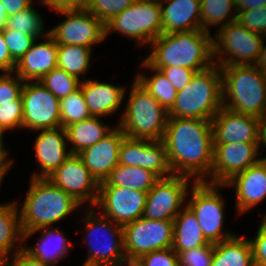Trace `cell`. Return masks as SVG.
Instances as JSON below:
<instances>
[{"label":"cell","instance_id":"6da1fadb","mask_svg":"<svg viewBox=\"0 0 266 266\" xmlns=\"http://www.w3.org/2000/svg\"><path fill=\"white\" fill-rule=\"evenodd\" d=\"M162 141L173 175L207 181L205 176L211 175L214 152L211 120L168 117Z\"/></svg>","mask_w":266,"mask_h":266},{"label":"cell","instance_id":"7a4b0ae2","mask_svg":"<svg viewBox=\"0 0 266 266\" xmlns=\"http://www.w3.org/2000/svg\"><path fill=\"white\" fill-rule=\"evenodd\" d=\"M144 60L151 67H185L195 72L214 65L213 36L201 29L161 34Z\"/></svg>","mask_w":266,"mask_h":266},{"label":"cell","instance_id":"3957f363","mask_svg":"<svg viewBox=\"0 0 266 266\" xmlns=\"http://www.w3.org/2000/svg\"><path fill=\"white\" fill-rule=\"evenodd\" d=\"M220 69L223 107L235 113L258 118L264 115L266 74L257 65L220 66ZM226 98L229 99L227 103Z\"/></svg>","mask_w":266,"mask_h":266},{"label":"cell","instance_id":"277c9868","mask_svg":"<svg viewBox=\"0 0 266 266\" xmlns=\"http://www.w3.org/2000/svg\"><path fill=\"white\" fill-rule=\"evenodd\" d=\"M30 184L19 215L23 232L50 227L81 205L47 178L31 177Z\"/></svg>","mask_w":266,"mask_h":266},{"label":"cell","instance_id":"5b68a950","mask_svg":"<svg viewBox=\"0 0 266 266\" xmlns=\"http://www.w3.org/2000/svg\"><path fill=\"white\" fill-rule=\"evenodd\" d=\"M223 107L222 76L219 65L196 72L180 91L169 117L212 120Z\"/></svg>","mask_w":266,"mask_h":266},{"label":"cell","instance_id":"8992f818","mask_svg":"<svg viewBox=\"0 0 266 266\" xmlns=\"http://www.w3.org/2000/svg\"><path fill=\"white\" fill-rule=\"evenodd\" d=\"M117 125L130 138L163 140L168 111L135 79Z\"/></svg>","mask_w":266,"mask_h":266},{"label":"cell","instance_id":"52a82bcc","mask_svg":"<svg viewBox=\"0 0 266 266\" xmlns=\"http://www.w3.org/2000/svg\"><path fill=\"white\" fill-rule=\"evenodd\" d=\"M96 213L89 210L86 214L85 232L90 254L82 266H119L128 262L124 252L123 227L115 223L114 226L109 218Z\"/></svg>","mask_w":266,"mask_h":266},{"label":"cell","instance_id":"ba28073f","mask_svg":"<svg viewBox=\"0 0 266 266\" xmlns=\"http://www.w3.org/2000/svg\"><path fill=\"white\" fill-rule=\"evenodd\" d=\"M217 32L213 38V57L221 59H216L218 61H214V64L219 66L257 64L266 40L264 35L248 30L237 20L219 28Z\"/></svg>","mask_w":266,"mask_h":266},{"label":"cell","instance_id":"9c48e42d","mask_svg":"<svg viewBox=\"0 0 266 266\" xmlns=\"http://www.w3.org/2000/svg\"><path fill=\"white\" fill-rule=\"evenodd\" d=\"M150 44L162 34L160 0H135L124 11L105 23V37L111 32Z\"/></svg>","mask_w":266,"mask_h":266},{"label":"cell","instance_id":"30bf717a","mask_svg":"<svg viewBox=\"0 0 266 266\" xmlns=\"http://www.w3.org/2000/svg\"><path fill=\"white\" fill-rule=\"evenodd\" d=\"M173 221L149 220L143 216L123 226L124 252L128 262L153 251L172 248Z\"/></svg>","mask_w":266,"mask_h":266},{"label":"cell","instance_id":"8fae6325","mask_svg":"<svg viewBox=\"0 0 266 266\" xmlns=\"http://www.w3.org/2000/svg\"><path fill=\"white\" fill-rule=\"evenodd\" d=\"M221 185L193 182L191 200L186 205L196 215L203 235L209 243L216 244L234 236L223 233L224 201L217 188Z\"/></svg>","mask_w":266,"mask_h":266},{"label":"cell","instance_id":"7c38bea8","mask_svg":"<svg viewBox=\"0 0 266 266\" xmlns=\"http://www.w3.org/2000/svg\"><path fill=\"white\" fill-rule=\"evenodd\" d=\"M21 98L23 128L39 131L61 127L59 99L39 81L25 82Z\"/></svg>","mask_w":266,"mask_h":266},{"label":"cell","instance_id":"4fadbf2b","mask_svg":"<svg viewBox=\"0 0 266 266\" xmlns=\"http://www.w3.org/2000/svg\"><path fill=\"white\" fill-rule=\"evenodd\" d=\"M66 19L49 30L58 45H80L91 48L105 39V24L86 9L56 10Z\"/></svg>","mask_w":266,"mask_h":266},{"label":"cell","instance_id":"5bb4252c","mask_svg":"<svg viewBox=\"0 0 266 266\" xmlns=\"http://www.w3.org/2000/svg\"><path fill=\"white\" fill-rule=\"evenodd\" d=\"M189 177L172 175L160 178L148 191L143 217L149 220L174 221L182 210Z\"/></svg>","mask_w":266,"mask_h":266},{"label":"cell","instance_id":"9a60e30c","mask_svg":"<svg viewBox=\"0 0 266 266\" xmlns=\"http://www.w3.org/2000/svg\"><path fill=\"white\" fill-rule=\"evenodd\" d=\"M147 193L121 186H111L106 181L99 183L98 205L102 215L122 227L143 216Z\"/></svg>","mask_w":266,"mask_h":266},{"label":"cell","instance_id":"2e32d148","mask_svg":"<svg viewBox=\"0 0 266 266\" xmlns=\"http://www.w3.org/2000/svg\"><path fill=\"white\" fill-rule=\"evenodd\" d=\"M47 179L80 204L87 200L90 207L95 206L99 183L78 154H71Z\"/></svg>","mask_w":266,"mask_h":266},{"label":"cell","instance_id":"e0dca14e","mask_svg":"<svg viewBox=\"0 0 266 266\" xmlns=\"http://www.w3.org/2000/svg\"><path fill=\"white\" fill-rule=\"evenodd\" d=\"M259 143H214L211 181L209 183L224 185L234 175L256 164Z\"/></svg>","mask_w":266,"mask_h":266},{"label":"cell","instance_id":"ac0fdd59","mask_svg":"<svg viewBox=\"0 0 266 266\" xmlns=\"http://www.w3.org/2000/svg\"><path fill=\"white\" fill-rule=\"evenodd\" d=\"M119 164L148 169L159 178L173 175L162 140L134 139L125 136L119 150Z\"/></svg>","mask_w":266,"mask_h":266},{"label":"cell","instance_id":"d6986e66","mask_svg":"<svg viewBox=\"0 0 266 266\" xmlns=\"http://www.w3.org/2000/svg\"><path fill=\"white\" fill-rule=\"evenodd\" d=\"M214 143H259L258 117L222 107L211 120Z\"/></svg>","mask_w":266,"mask_h":266},{"label":"cell","instance_id":"ffe728a7","mask_svg":"<svg viewBox=\"0 0 266 266\" xmlns=\"http://www.w3.org/2000/svg\"><path fill=\"white\" fill-rule=\"evenodd\" d=\"M125 136L118 126L96 144L78 154L98 183L105 181L119 164V150Z\"/></svg>","mask_w":266,"mask_h":266},{"label":"cell","instance_id":"44dd1931","mask_svg":"<svg viewBox=\"0 0 266 266\" xmlns=\"http://www.w3.org/2000/svg\"><path fill=\"white\" fill-rule=\"evenodd\" d=\"M44 37V42L36 44L34 41L31 48L16 63L14 72L24 82L40 81L57 67L58 44L49 31Z\"/></svg>","mask_w":266,"mask_h":266},{"label":"cell","instance_id":"7402d4cb","mask_svg":"<svg viewBox=\"0 0 266 266\" xmlns=\"http://www.w3.org/2000/svg\"><path fill=\"white\" fill-rule=\"evenodd\" d=\"M224 186L236 188L235 200L238 215L251 209L266 197V164L260 159L220 187Z\"/></svg>","mask_w":266,"mask_h":266},{"label":"cell","instance_id":"603a6c76","mask_svg":"<svg viewBox=\"0 0 266 266\" xmlns=\"http://www.w3.org/2000/svg\"><path fill=\"white\" fill-rule=\"evenodd\" d=\"M41 131V132H40ZM35 141V155L41 171L34 173L33 178H47L59 168L71 155L67 150V136L65 128L39 130Z\"/></svg>","mask_w":266,"mask_h":266},{"label":"cell","instance_id":"cb8c5ba5","mask_svg":"<svg viewBox=\"0 0 266 266\" xmlns=\"http://www.w3.org/2000/svg\"><path fill=\"white\" fill-rule=\"evenodd\" d=\"M168 1V2H167ZM161 4L162 33L201 29L200 0H165Z\"/></svg>","mask_w":266,"mask_h":266},{"label":"cell","instance_id":"d4e9b609","mask_svg":"<svg viewBox=\"0 0 266 266\" xmlns=\"http://www.w3.org/2000/svg\"><path fill=\"white\" fill-rule=\"evenodd\" d=\"M80 88L91 116L103 117L112 115L122 104L125 88L113 84L84 80Z\"/></svg>","mask_w":266,"mask_h":266},{"label":"cell","instance_id":"484cf974","mask_svg":"<svg viewBox=\"0 0 266 266\" xmlns=\"http://www.w3.org/2000/svg\"><path fill=\"white\" fill-rule=\"evenodd\" d=\"M38 231H41L42 236L36 247L29 248L24 246L23 250L31 257L45 264L54 266L60 259H64L66 253L69 252L71 242L67 241L65 235H63L58 228L55 229L52 228V226L50 228L43 227L37 230L24 232V240Z\"/></svg>","mask_w":266,"mask_h":266},{"label":"cell","instance_id":"4316f807","mask_svg":"<svg viewBox=\"0 0 266 266\" xmlns=\"http://www.w3.org/2000/svg\"><path fill=\"white\" fill-rule=\"evenodd\" d=\"M174 235L172 249L181 251L208 245L196 215L185 205L173 221Z\"/></svg>","mask_w":266,"mask_h":266},{"label":"cell","instance_id":"83f0119b","mask_svg":"<svg viewBox=\"0 0 266 266\" xmlns=\"http://www.w3.org/2000/svg\"><path fill=\"white\" fill-rule=\"evenodd\" d=\"M242 237L234 235L213 244L211 266H254L251 242Z\"/></svg>","mask_w":266,"mask_h":266},{"label":"cell","instance_id":"f1b7e54d","mask_svg":"<svg viewBox=\"0 0 266 266\" xmlns=\"http://www.w3.org/2000/svg\"><path fill=\"white\" fill-rule=\"evenodd\" d=\"M101 117L90 116L65 127L67 142L72 143L71 154H79L107 136L112 130L100 121Z\"/></svg>","mask_w":266,"mask_h":266},{"label":"cell","instance_id":"f546056e","mask_svg":"<svg viewBox=\"0 0 266 266\" xmlns=\"http://www.w3.org/2000/svg\"><path fill=\"white\" fill-rule=\"evenodd\" d=\"M159 179L148 169L118 164L105 181L111 186L148 192Z\"/></svg>","mask_w":266,"mask_h":266},{"label":"cell","instance_id":"4dcf8cb0","mask_svg":"<svg viewBox=\"0 0 266 266\" xmlns=\"http://www.w3.org/2000/svg\"><path fill=\"white\" fill-rule=\"evenodd\" d=\"M17 202L0 204V252L9 257L17 241H24Z\"/></svg>","mask_w":266,"mask_h":266},{"label":"cell","instance_id":"1f68e13d","mask_svg":"<svg viewBox=\"0 0 266 266\" xmlns=\"http://www.w3.org/2000/svg\"><path fill=\"white\" fill-rule=\"evenodd\" d=\"M142 67L155 71L152 77L145 74H137L136 80L167 110L169 111L175 103L177 90L172 83L158 69L152 68L145 60L141 62Z\"/></svg>","mask_w":266,"mask_h":266},{"label":"cell","instance_id":"d6a6232c","mask_svg":"<svg viewBox=\"0 0 266 266\" xmlns=\"http://www.w3.org/2000/svg\"><path fill=\"white\" fill-rule=\"evenodd\" d=\"M91 48L80 45H58L57 67L80 80L90 66Z\"/></svg>","mask_w":266,"mask_h":266},{"label":"cell","instance_id":"836d02e7","mask_svg":"<svg viewBox=\"0 0 266 266\" xmlns=\"http://www.w3.org/2000/svg\"><path fill=\"white\" fill-rule=\"evenodd\" d=\"M201 4V30L209 32V26H218L220 28L226 26L228 23L237 20V9L235 0H200ZM233 17L229 18V15ZM228 20V21H227ZM226 21V22H225ZM225 23V24H224Z\"/></svg>","mask_w":266,"mask_h":266},{"label":"cell","instance_id":"e575fe53","mask_svg":"<svg viewBox=\"0 0 266 266\" xmlns=\"http://www.w3.org/2000/svg\"><path fill=\"white\" fill-rule=\"evenodd\" d=\"M30 5L17 14L7 16L6 26L3 30H16L23 34L33 36L36 40L43 34L44 22L39 13ZM40 37V38H39Z\"/></svg>","mask_w":266,"mask_h":266},{"label":"cell","instance_id":"d590c367","mask_svg":"<svg viewBox=\"0 0 266 266\" xmlns=\"http://www.w3.org/2000/svg\"><path fill=\"white\" fill-rule=\"evenodd\" d=\"M61 127L84 121L91 116L84 95L79 87L65 98L59 100Z\"/></svg>","mask_w":266,"mask_h":266},{"label":"cell","instance_id":"8d00e7d4","mask_svg":"<svg viewBox=\"0 0 266 266\" xmlns=\"http://www.w3.org/2000/svg\"><path fill=\"white\" fill-rule=\"evenodd\" d=\"M59 100L76 91L81 83L76 77L61 68H54L40 81Z\"/></svg>","mask_w":266,"mask_h":266},{"label":"cell","instance_id":"74e56055","mask_svg":"<svg viewBox=\"0 0 266 266\" xmlns=\"http://www.w3.org/2000/svg\"><path fill=\"white\" fill-rule=\"evenodd\" d=\"M134 2L135 0H90L86 10L105 24Z\"/></svg>","mask_w":266,"mask_h":266},{"label":"cell","instance_id":"f35d334b","mask_svg":"<svg viewBox=\"0 0 266 266\" xmlns=\"http://www.w3.org/2000/svg\"><path fill=\"white\" fill-rule=\"evenodd\" d=\"M14 75L11 72L1 74L0 103H23L21 95L25 82Z\"/></svg>","mask_w":266,"mask_h":266},{"label":"cell","instance_id":"ab89813d","mask_svg":"<svg viewBox=\"0 0 266 266\" xmlns=\"http://www.w3.org/2000/svg\"><path fill=\"white\" fill-rule=\"evenodd\" d=\"M2 34L11 57L16 63L31 48L33 42L37 41L33 36L16 30H2Z\"/></svg>","mask_w":266,"mask_h":266},{"label":"cell","instance_id":"60d3db41","mask_svg":"<svg viewBox=\"0 0 266 266\" xmlns=\"http://www.w3.org/2000/svg\"><path fill=\"white\" fill-rule=\"evenodd\" d=\"M179 266H211L213 244L192 248L178 253Z\"/></svg>","mask_w":266,"mask_h":266},{"label":"cell","instance_id":"b9f144b4","mask_svg":"<svg viewBox=\"0 0 266 266\" xmlns=\"http://www.w3.org/2000/svg\"><path fill=\"white\" fill-rule=\"evenodd\" d=\"M237 21L248 30L266 36V5L237 11Z\"/></svg>","mask_w":266,"mask_h":266},{"label":"cell","instance_id":"7bdbcfd3","mask_svg":"<svg viewBox=\"0 0 266 266\" xmlns=\"http://www.w3.org/2000/svg\"><path fill=\"white\" fill-rule=\"evenodd\" d=\"M0 127L4 131L23 128V103H0Z\"/></svg>","mask_w":266,"mask_h":266},{"label":"cell","instance_id":"ee69618b","mask_svg":"<svg viewBox=\"0 0 266 266\" xmlns=\"http://www.w3.org/2000/svg\"><path fill=\"white\" fill-rule=\"evenodd\" d=\"M135 262L139 266H179L178 254L172 248L145 254Z\"/></svg>","mask_w":266,"mask_h":266},{"label":"cell","instance_id":"f6af8a7d","mask_svg":"<svg viewBox=\"0 0 266 266\" xmlns=\"http://www.w3.org/2000/svg\"><path fill=\"white\" fill-rule=\"evenodd\" d=\"M158 69L162 72V74L172 83L173 87L180 91L185 88L194 74L196 73L194 70L185 68V67H152Z\"/></svg>","mask_w":266,"mask_h":266},{"label":"cell","instance_id":"bcb514c9","mask_svg":"<svg viewBox=\"0 0 266 266\" xmlns=\"http://www.w3.org/2000/svg\"><path fill=\"white\" fill-rule=\"evenodd\" d=\"M255 237V239L250 240L254 266H266V215H264Z\"/></svg>","mask_w":266,"mask_h":266},{"label":"cell","instance_id":"7dc6e473","mask_svg":"<svg viewBox=\"0 0 266 266\" xmlns=\"http://www.w3.org/2000/svg\"><path fill=\"white\" fill-rule=\"evenodd\" d=\"M15 251L11 263L7 261V266H51L31 257L23 250V246Z\"/></svg>","mask_w":266,"mask_h":266},{"label":"cell","instance_id":"c3c4849f","mask_svg":"<svg viewBox=\"0 0 266 266\" xmlns=\"http://www.w3.org/2000/svg\"><path fill=\"white\" fill-rule=\"evenodd\" d=\"M16 62L12 59L7 44L4 41L2 31H0V70L3 73L14 71Z\"/></svg>","mask_w":266,"mask_h":266},{"label":"cell","instance_id":"681fc988","mask_svg":"<svg viewBox=\"0 0 266 266\" xmlns=\"http://www.w3.org/2000/svg\"><path fill=\"white\" fill-rule=\"evenodd\" d=\"M6 9L7 16L17 14L31 5L30 0H0Z\"/></svg>","mask_w":266,"mask_h":266},{"label":"cell","instance_id":"f907efd6","mask_svg":"<svg viewBox=\"0 0 266 266\" xmlns=\"http://www.w3.org/2000/svg\"><path fill=\"white\" fill-rule=\"evenodd\" d=\"M90 0H58V10L86 9Z\"/></svg>","mask_w":266,"mask_h":266},{"label":"cell","instance_id":"816d5d0a","mask_svg":"<svg viewBox=\"0 0 266 266\" xmlns=\"http://www.w3.org/2000/svg\"><path fill=\"white\" fill-rule=\"evenodd\" d=\"M237 11L260 8L266 5V0H235Z\"/></svg>","mask_w":266,"mask_h":266},{"label":"cell","instance_id":"f5cc1de1","mask_svg":"<svg viewBox=\"0 0 266 266\" xmlns=\"http://www.w3.org/2000/svg\"><path fill=\"white\" fill-rule=\"evenodd\" d=\"M258 131L259 148L266 147V113L258 118Z\"/></svg>","mask_w":266,"mask_h":266},{"label":"cell","instance_id":"db71d44e","mask_svg":"<svg viewBox=\"0 0 266 266\" xmlns=\"http://www.w3.org/2000/svg\"><path fill=\"white\" fill-rule=\"evenodd\" d=\"M7 155L0 149V173H6L11 167L12 162L7 160Z\"/></svg>","mask_w":266,"mask_h":266},{"label":"cell","instance_id":"11a10c76","mask_svg":"<svg viewBox=\"0 0 266 266\" xmlns=\"http://www.w3.org/2000/svg\"><path fill=\"white\" fill-rule=\"evenodd\" d=\"M266 39V36H265ZM266 74V46L263 44L259 60L256 64Z\"/></svg>","mask_w":266,"mask_h":266},{"label":"cell","instance_id":"9f6ffc18","mask_svg":"<svg viewBox=\"0 0 266 266\" xmlns=\"http://www.w3.org/2000/svg\"><path fill=\"white\" fill-rule=\"evenodd\" d=\"M7 13L4 5L0 2V31H2L6 26Z\"/></svg>","mask_w":266,"mask_h":266},{"label":"cell","instance_id":"6f0895ef","mask_svg":"<svg viewBox=\"0 0 266 266\" xmlns=\"http://www.w3.org/2000/svg\"><path fill=\"white\" fill-rule=\"evenodd\" d=\"M33 0H30L31 4H32ZM42 4L48 6V8L50 7L53 10H58V0H41Z\"/></svg>","mask_w":266,"mask_h":266},{"label":"cell","instance_id":"680465c9","mask_svg":"<svg viewBox=\"0 0 266 266\" xmlns=\"http://www.w3.org/2000/svg\"><path fill=\"white\" fill-rule=\"evenodd\" d=\"M10 260L4 253L0 252V266H7V261Z\"/></svg>","mask_w":266,"mask_h":266},{"label":"cell","instance_id":"91938a15","mask_svg":"<svg viewBox=\"0 0 266 266\" xmlns=\"http://www.w3.org/2000/svg\"><path fill=\"white\" fill-rule=\"evenodd\" d=\"M5 132H4V130L0 127V149L7 155L8 153H7V151H6V149L3 147V134H4Z\"/></svg>","mask_w":266,"mask_h":266},{"label":"cell","instance_id":"94428289","mask_svg":"<svg viewBox=\"0 0 266 266\" xmlns=\"http://www.w3.org/2000/svg\"><path fill=\"white\" fill-rule=\"evenodd\" d=\"M127 264V265H126ZM139 266L136 262H126L125 264H120L119 266Z\"/></svg>","mask_w":266,"mask_h":266},{"label":"cell","instance_id":"6125c7cd","mask_svg":"<svg viewBox=\"0 0 266 266\" xmlns=\"http://www.w3.org/2000/svg\"><path fill=\"white\" fill-rule=\"evenodd\" d=\"M5 174H6V173H0V186H1V182H2V180H3L4 176H5Z\"/></svg>","mask_w":266,"mask_h":266},{"label":"cell","instance_id":"be15d7a7","mask_svg":"<svg viewBox=\"0 0 266 266\" xmlns=\"http://www.w3.org/2000/svg\"><path fill=\"white\" fill-rule=\"evenodd\" d=\"M261 160L266 164V157L261 158Z\"/></svg>","mask_w":266,"mask_h":266}]
</instances>
